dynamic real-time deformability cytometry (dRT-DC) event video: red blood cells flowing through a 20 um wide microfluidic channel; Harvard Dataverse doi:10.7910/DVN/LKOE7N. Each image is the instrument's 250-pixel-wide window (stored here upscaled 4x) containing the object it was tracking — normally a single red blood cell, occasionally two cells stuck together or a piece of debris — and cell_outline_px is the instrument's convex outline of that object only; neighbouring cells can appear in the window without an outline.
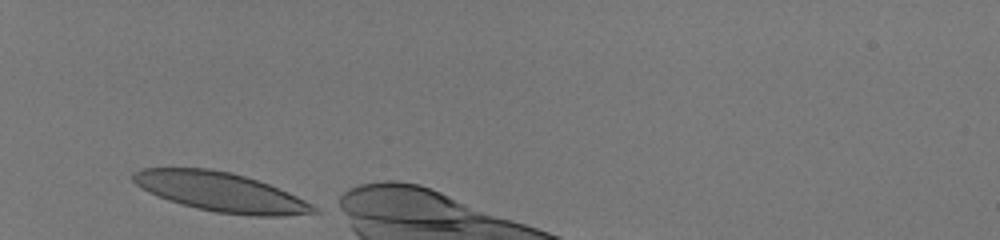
{"species": "human", "species_latin": "Homo sapiens", "temperature_condition": "room temperature", "stored_images_in_passage": 30, "camera_frame_rate_fps": 3000, "um_per_image_px": 0.085, "donor": {"sex": "male"}, "frame": {"image": 1, "passage_image": 1, "time_ms": 0.0, "image_size_px": [1000, 240], "cell_outline_px": [[320, 212], [280, 216], [256, 216], [216, 212], [196, 208], [180, 204], [168, 200], [148, 192], [136, 184], [132, 180], [132, 172], [140, 168], [208, 168], [232, 172], [268, 184], [296, 196], [312, 204]], "centroid_in_image_um": [18.71, 16.31], "position_along_channel_um": 66.3, "area_um2": 40.98}}
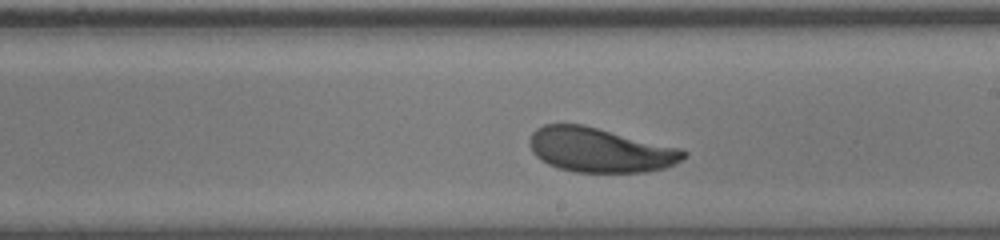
{"frame": {"image": 2, "passage_image": 16, "time_ms": 5.0, "image_size_px": [1000, 240], "cell_outline_px": [[688, 156], [664, 168], [644, 172], [576, 172], [560, 168], [548, 164], [536, 156], [532, 152], [528, 140], [532, 132], [536, 128], [544, 124], [584, 124], [680, 148], [688, 152]], "centroid_in_image_um": [50.98, 12.74], "position_along_channel_um": 238.0, "area_um2": 39.94}}
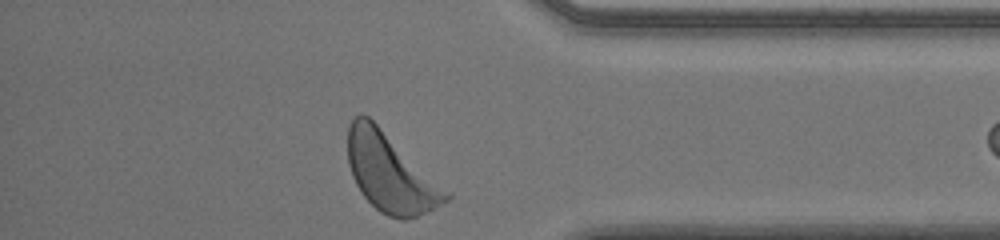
{"frame": {"image": 3, "passage_image": 29, "time_ms": 9.333, "image_size_px": [1000, 240], "cell_outline_px": [[452, 196], [448, 200], [416, 216], [404, 220], [400, 220], [388, 216], [380, 212], [360, 192], [352, 176], [348, 164], [348, 128], [352, 120], [356, 116], [368, 116], [452, 192]], "centroid_in_image_um": [33.2, 14.71], "position_along_channel_um": 402.0, "area_um2": 44.56}}